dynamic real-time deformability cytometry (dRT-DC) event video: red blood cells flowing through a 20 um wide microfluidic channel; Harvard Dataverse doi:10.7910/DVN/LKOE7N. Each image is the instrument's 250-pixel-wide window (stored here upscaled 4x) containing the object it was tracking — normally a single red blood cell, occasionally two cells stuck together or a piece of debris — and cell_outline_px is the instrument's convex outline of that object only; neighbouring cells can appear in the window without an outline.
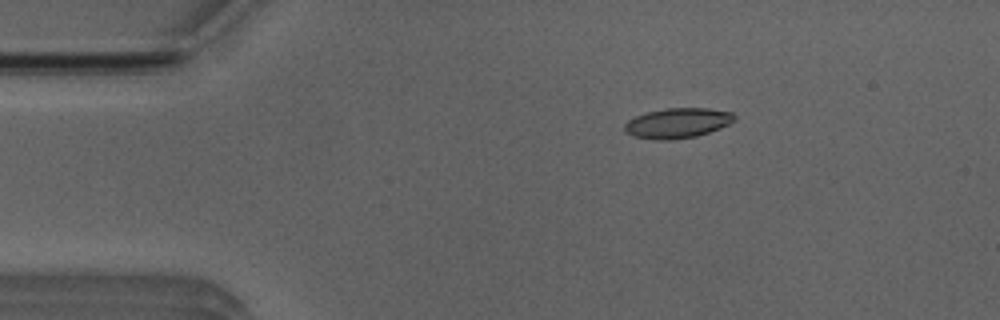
{"species": "Egyptian fruit bat (a non-hibernating species)", "species_latin": "Rousettus aegyptiacus", "temperature_condition": "room temperature", "stored_images_in_passage": 51, "camera_frame_rate_fps": 3000, "um_per_image_px": 0.085, "animal": {"sex": "male"}, "frame": {"image": 1, "passage_image": 9, "time_ms": 2.667, "image_size_px": [1000, 320], "cell_outline_px": [[736, 120], [720, 128], [696, 136], [668, 140], [656, 140], [632, 136], [624, 132], [624, 124], [628, 120], [636, 116], [648, 112], [664, 108], [708, 108], [732, 112], [736, 116]], "centroid_in_image_um": [57.58, 10.46], "position_along_channel_um": 27.4, "area_um2": 19.31}}
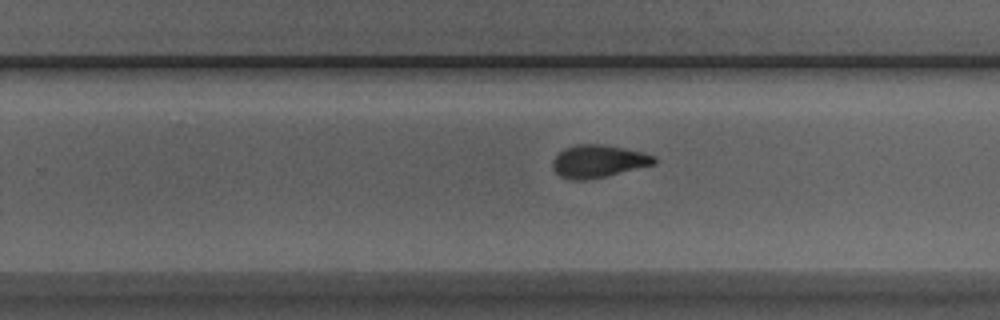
{"frame": {"image": 2, "passage_image": 32, "time_ms": 10.333, "image_size_px": [1000, 320], "cell_outline_px": [[656, 164], [604, 176], [584, 180], [568, 180], [560, 176], [552, 168], [552, 160], [564, 148], [576, 144], [604, 144], [644, 152], [656, 156]], "centroid_in_image_um": [50.85, 13.7], "position_along_channel_um": 279.0, "area_um2": 19.36}}
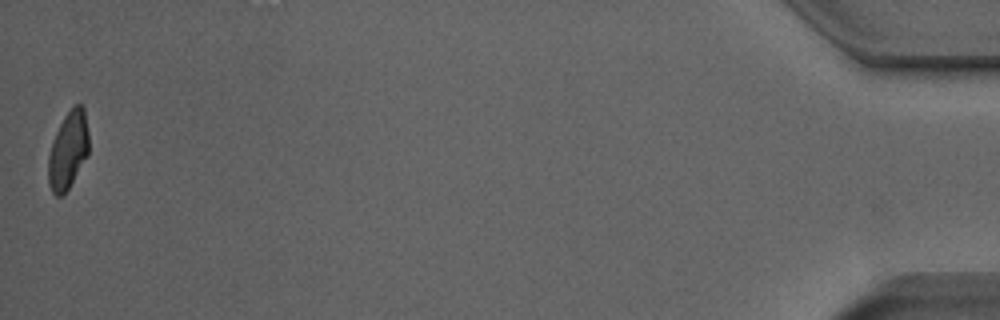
{"frame": {"image": 3, "passage_image": 51, "time_ms": 16.667, "image_size_px": [1000, 320], "cell_outline_px": [[88, 156], [64, 196], [56, 196], [52, 192], [48, 184], [48, 156], [52, 140], [64, 116], [76, 104], [80, 104], [84, 108], [88, 132]], "centroid_in_image_um": [5.78, 12.82], "position_along_channel_um": 429.4, "area_um2": 18.44}, "authors_computed_cell_mechanics": {"area_um2": 19.2474, "velocity_mm_per_s": 4.005, "shape_relaxation_time_tau1_ms": 8.8565, "shape_relaxation_time_tau2_ms": 1.7682, "deformation_change_tau1": 0.2397, "deformation_change_tau2": 0.074}}